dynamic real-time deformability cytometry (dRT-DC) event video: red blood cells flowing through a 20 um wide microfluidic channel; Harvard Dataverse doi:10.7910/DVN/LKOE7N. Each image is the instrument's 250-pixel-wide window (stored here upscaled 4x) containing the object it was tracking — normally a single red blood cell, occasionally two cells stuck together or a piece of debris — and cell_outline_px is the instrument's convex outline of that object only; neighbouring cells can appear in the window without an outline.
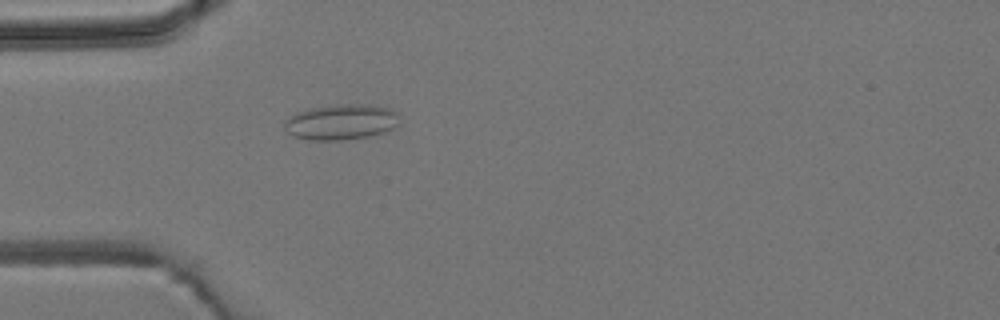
{"species": "common noctule bat (a hibernating species)", "species_latin": "Nyctalus noctula", "temperature_condition": "room temperature", "stored_images_in_passage": 5, "camera_frame_rate_fps": 3000, "um_per_image_px": 0.085, "animal": {"sex": "male", "body_mass_g": 19.2, "forearm_length_mm": 51.8}, "frame": {"image": 1, "passage_image": 5, "time_ms": 4.667, "image_size_px": [1000, 320], "cell_outline_px": [[400, 124], [384, 132], [368, 136], [340, 140], [308, 140], [292, 136], [284, 128], [284, 120], [288, 116], [296, 112], [308, 108], [340, 104], [368, 104], [388, 108], [396, 112]], "centroid_in_image_um": [28.95, 10.36], "position_along_channel_um": 56.1, "area_um2": 23.99}}